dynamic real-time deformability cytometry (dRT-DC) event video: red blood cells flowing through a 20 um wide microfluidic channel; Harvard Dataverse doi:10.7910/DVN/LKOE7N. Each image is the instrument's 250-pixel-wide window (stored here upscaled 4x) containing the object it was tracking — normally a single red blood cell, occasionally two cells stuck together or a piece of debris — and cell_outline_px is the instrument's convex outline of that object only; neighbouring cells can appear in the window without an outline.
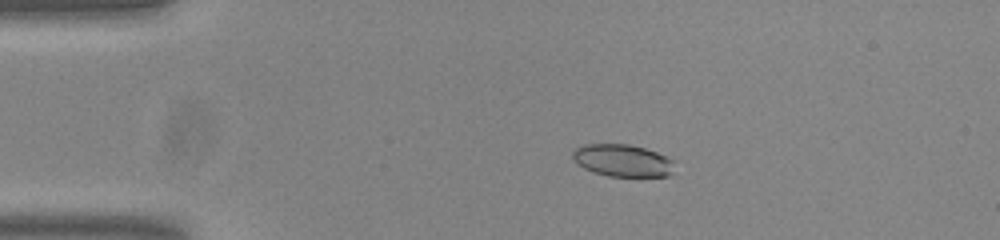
{"species": "common noctule bat (a hibernating species)", "species_latin": "Nyctalus noctula", "temperature_condition": "room temperature", "stored_images_in_passage": 54, "camera_frame_rate_fps": 3000, "um_per_image_px": 0.085, "animal": {"sex": "male", "body_mass_g": 20.0, "forearm_length_mm": 53.3}, "frame": {"image": 1, "passage_image": 11, "time_ms": 3.333, "image_size_px": [1000, 240], "cell_outline_px": [[672, 176], [608, 176], [584, 168], [576, 164], [572, 160], [572, 152], [576, 148], [584, 144], [628, 144], [644, 148], [656, 152], [672, 160]], "centroid_in_image_um": [52.87, 13.64], "position_along_channel_um": 32.1, "area_um2": 19.02}}
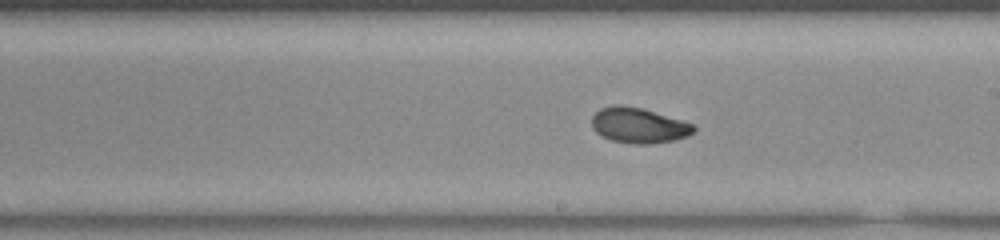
{"frame": {"image": 2, "passage_image": 31, "time_ms": 10.0, "image_size_px": [1000, 240], "cell_outline_px": [[696, 128], [688, 136], [672, 140], [648, 144], [632, 144], [612, 140], [600, 136], [592, 128], [592, 116], [600, 108], [612, 104], [620, 104], [640, 108], [680, 120], [692, 124]], "centroid_in_image_um": [54.22, 10.66], "position_along_channel_um": 234.8, "area_um2": 20.81}}
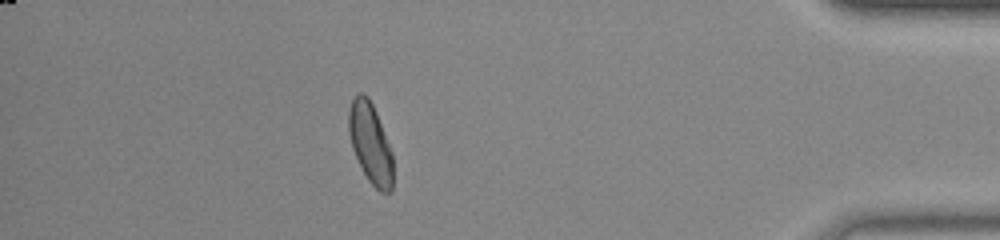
{"frame": {"image": 3, "passage_image": 48, "time_ms": 15.667, "image_size_px": [1000, 240], "cell_outline_px": [[392, 192], [380, 192], [368, 180], [352, 148], [348, 132], [348, 108], [356, 92], [364, 92], [368, 96], [376, 112], [392, 152]], "centroid_in_image_um": [31.46, 12.12], "position_along_channel_um": 403.7, "area_um2": 20.69}, "authors_computed_cell_mechanics": {"area_um2": 20.8658, "velocity_mm_per_s": 3.787, "shape_relaxation_time_tau1_ms": 7.2289, "shape_relaxation_time_tau2_ms": 1.8728, "deformation_change_tau1": 0.1658, "deformation_change_tau2": 0.0575}}